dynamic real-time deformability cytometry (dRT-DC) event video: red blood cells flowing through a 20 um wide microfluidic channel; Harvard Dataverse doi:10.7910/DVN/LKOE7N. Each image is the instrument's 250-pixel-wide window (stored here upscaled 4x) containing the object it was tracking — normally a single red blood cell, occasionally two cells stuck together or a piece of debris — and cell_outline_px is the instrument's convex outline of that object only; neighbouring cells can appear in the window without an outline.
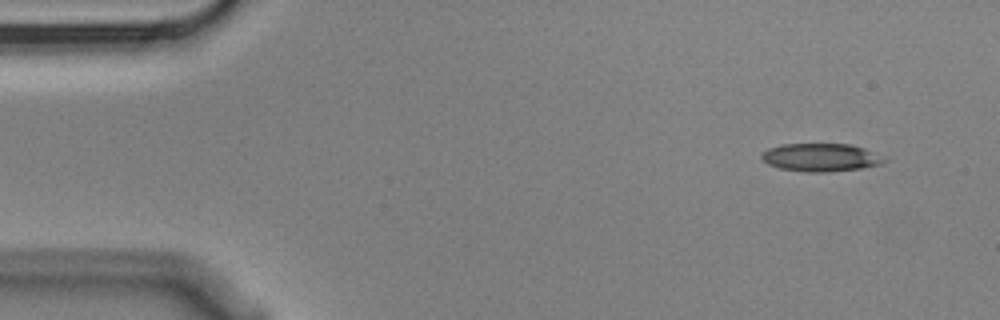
{"species": "Egyptian fruit bat (a non-hibernating species)", "species_latin": "Rousettus aegyptiacus", "temperature_condition": "cold", "stored_images_in_passage": 4, "camera_frame_rate_fps": 3000, "um_per_image_px": 0.085, "animal": {"sex": "male"}, "frame": {"image": 1, "passage_image": 1, "time_ms": 0.0, "image_size_px": [1000, 320], "cell_outline_px": [[888, 160], [880, 164], [860, 168], [828, 172], [804, 172], [780, 168], [768, 164], [760, 156], [768, 148], [784, 144], [848, 144], [864, 148]], "centroid_in_image_um": [69.74, 13.38], "position_along_channel_um": 15.3, "area_um2": 19.77}}
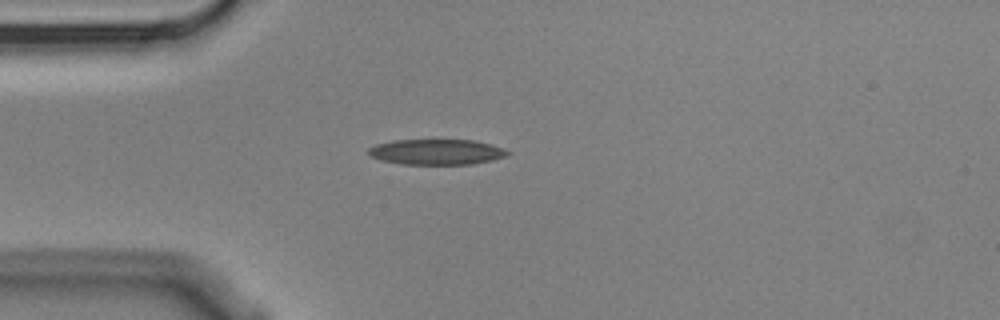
{"frame": {"image": 2, "passage_image": 4, "time_ms": 1.0, "image_size_px": [1000, 320], "cell_outline_px": [[512, 152], [508, 156], [492, 160], [472, 164], [400, 164], [380, 160], [368, 156], [368, 148], [376, 144], [392, 140], [472, 140], [492, 144], [504, 148]], "centroid_in_image_um": [37.11, 12.91], "position_along_channel_um": 47.9, "area_um2": 20.92}}